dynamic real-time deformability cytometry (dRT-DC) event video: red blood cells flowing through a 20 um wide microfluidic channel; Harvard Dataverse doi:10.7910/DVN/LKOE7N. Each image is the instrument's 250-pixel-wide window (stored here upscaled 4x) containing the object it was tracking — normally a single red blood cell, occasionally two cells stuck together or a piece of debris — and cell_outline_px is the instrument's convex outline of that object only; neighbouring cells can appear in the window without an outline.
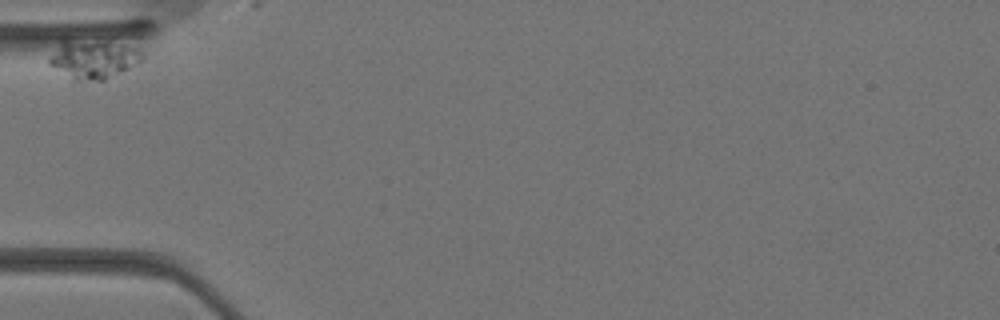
{"species": "Egyptian fruit bat (a non-hibernating species)", "species_latin": "Rousettus aegyptiacus", "temperature_condition": "warm", "stored_images_in_passage": 2, "camera_frame_rate_fps": 3000, "um_per_image_px": 0.085, "animal": {"sex": "female"}, "frame": {"image": 1, "passage_image": 1, "time_ms": 0.0, "image_size_px": [1000, 320], "cell_outline_px": [[144, 60], [104, 80], [72, 80], [48, 64], [48, 60], [60, 36], [64, 36], [108, 40], [140, 48], [144, 52]], "centroid_in_image_um": [7.88, 4.93], "position_along_channel_um": 77.1, "area_um2": 22.31}}